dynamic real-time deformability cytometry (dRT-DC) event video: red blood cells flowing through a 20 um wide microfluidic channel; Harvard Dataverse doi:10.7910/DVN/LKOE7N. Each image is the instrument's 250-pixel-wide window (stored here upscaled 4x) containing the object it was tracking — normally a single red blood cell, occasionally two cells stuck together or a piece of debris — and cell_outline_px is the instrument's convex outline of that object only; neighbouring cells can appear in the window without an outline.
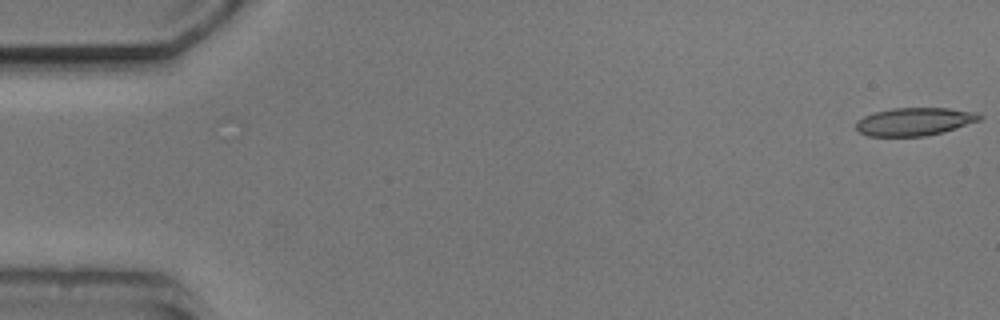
{"species": "common noctule bat (a hibernating species)", "species_latin": "Nyctalus noctula", "temperature_condition": "cold", "stored_images_in_passage": 4, "camera_frame_rate_fps": 3000, "um_per_image_px": 0.085, "animal": {"sex": "male", "body_mass_g": 20.5, "forearm_length_mm": 52.5}, "frame": {"image": 1, "passage_image": 1, "time_ms": 0.0, "image_size_px": [1000, 320], "cell_outline_px": [[984, 116], [980, 120], [944, 132], [924, 136], [868, 136], [860, 132], [856, 128], [856, 120], [864, 116], [876, 112], [892, 108], [948, 108], [980, 112]], "centroid_in_image_um": [77.77, 10.33], "position_along_channel_um": 7.2, "area_um2": 20.23}}